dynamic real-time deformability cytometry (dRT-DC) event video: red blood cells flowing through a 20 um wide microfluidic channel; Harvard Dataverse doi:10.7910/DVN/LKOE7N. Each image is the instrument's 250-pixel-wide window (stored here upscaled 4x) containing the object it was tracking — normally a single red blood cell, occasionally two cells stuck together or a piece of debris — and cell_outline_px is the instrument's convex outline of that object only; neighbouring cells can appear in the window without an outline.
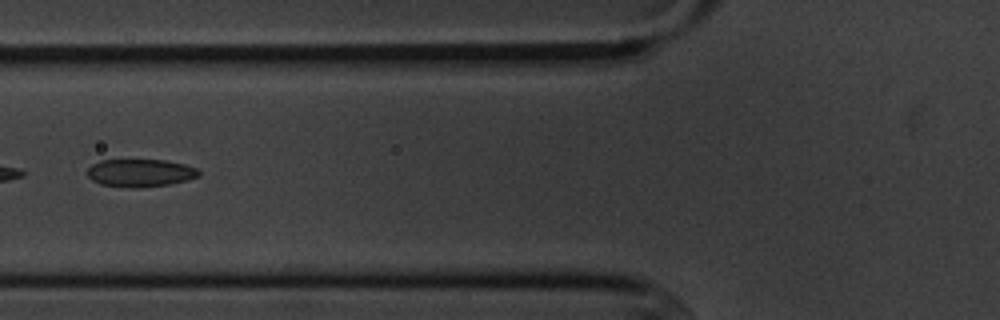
{"species": "common noctule bat (a hibernating species)", "species_latin": "Nyctalus noctula", "temperature_condition": "cold", "stored_images_in_passage": 7, "camera_frame_rate_fps": 3000, "um_per_image_px": 0.085, "animal": {"sex": "male", "body_mass_g": 20.1, "forearm_length_mm": 53.5}, "frame": {"image": 1, "passage_image": 5, "time_ms": 4.667, "image_size_px": [1000, 320], "cell_outline_px": [[200, 176], [188, 180], [168, 184], [140, 188], [128, 188], [100, 184], [92, 180], [84, 172], [92, 164], [100, 160], [164, 160], [184, 164], [196, 168], [200, 172]], "centroid_in_image_um": [11.89, 14.7], "position_along_channel_um": 113.9, "area_um2": 18.21}}
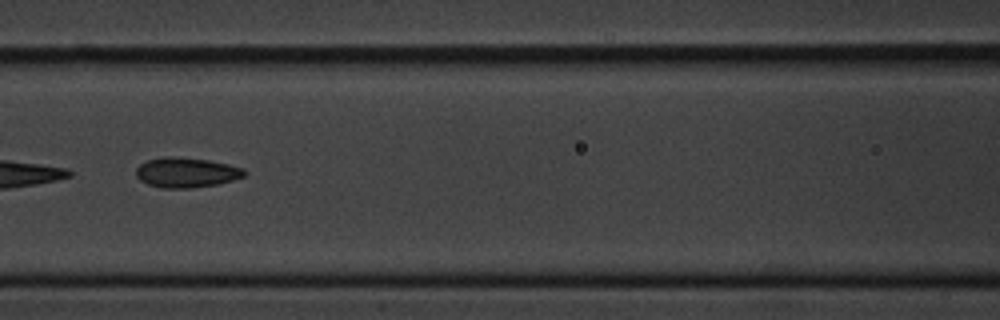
{"frame": {"image": 2, "passage_image": 6, "time_ms": 5.667, "image_size_px": [1000, 320], "cell_outline_px": [[248, 172], [244, 176], [232, 180], [216, 184], [192, 188], [160, 188], [148, 184], [140, 180], [136, 176], [136, 168], [140, 164], [148, 160], [164, 156], [172, 156], [208, 160], [228, 164], [244, 168]], "centroid_in_image_um": [15.83, 14.66], "position_along_channel_um": 150.8, "area_um2": 18.96}}
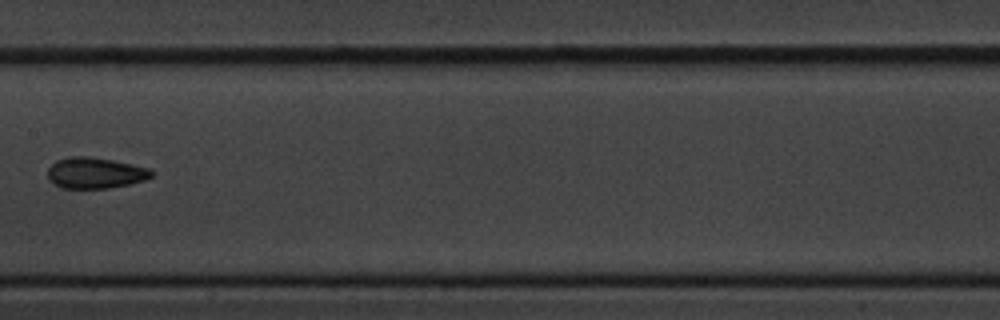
{"frame": {"image": 3, "passage_image": 7, "time_ms": 7.0, "image_size_px": [1000, 320], "cell_outline_px": [[156, 172], [152, 176], [144, 180], [128, 184], [108, 188], [60, 188], [48, 180], [48, 168], [56, 160], [68, 156], [88, 156], [112, 160], [132, 164], [148, 168]], "centroid_in_image_um": [8.07, 14.69], "position_along_channel_um": 199.3, "area_um2": 18.84}}